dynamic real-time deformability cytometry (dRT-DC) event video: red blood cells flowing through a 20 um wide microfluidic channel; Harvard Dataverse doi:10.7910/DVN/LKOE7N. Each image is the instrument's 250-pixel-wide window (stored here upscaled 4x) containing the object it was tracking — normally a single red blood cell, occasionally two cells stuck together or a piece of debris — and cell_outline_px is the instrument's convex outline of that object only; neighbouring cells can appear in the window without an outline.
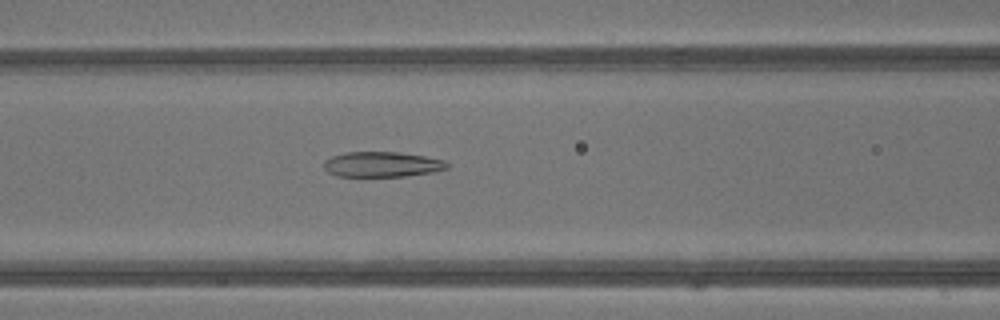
{"species": "common noctule bat (a hibernating species)", "species_latin": "Nyctalus noctula", "temperature_condition": "warm", "stored_images_in_passage": 41, "camera_frame_rate_fps": 3000, "um_per_image_px": 0.085, "animal": {"sex": "male", "body_mass_g": 13.3}, "frame": {"image": 1, "passage_image": 17, "time_ms": 5.333, "image_size_px": [1000, 320], "cell_outline_px": [[448, 168], [432, 172], [408, 176], [336, 176], [328, 172], [324, 168], [324, 160], [332, 156], [344, 152], [400, 152], [424, 156], [444, 160], [448, 164]], "centroid_in_image_um": [32.45, 13.97], "position_along_channel_um": 134.1, "area_um2": 18.15}}
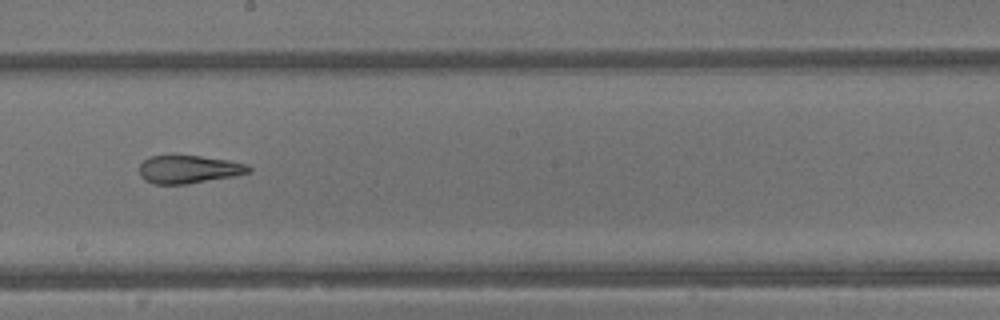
{"frame": {"image": 2, "passage_image": 23, "time_ms": 7.333, "image_size_px": [1000, 320], "cell_outline_px": [[252, 172], [232, 176], [188, 184], [152, 184], [144, 180], [140, 176], [140, 164], [144, 160], [152, 156], [200, 156], [228, 160], [248, 164], [252, 168]], "centroid_in_image_um": [16.06, 14.4], "position_along_channel_um": 232.1, "area_um2": 17.8}}
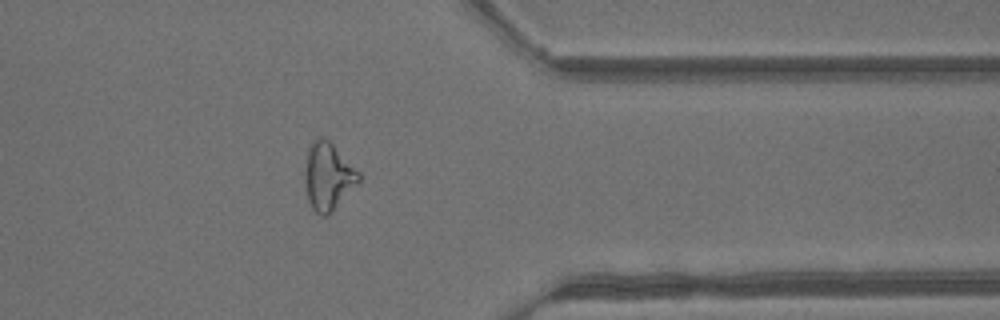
{"frame": {"image": 3, "passage_image": 33, "time_ms": 10.667, "image_size_px": [1000, 320], "cell_outline_px": [[360, 180], [332, 212], [328, 216], [320, 216], [312, 208], [308, 200], [304, 180], [304, 168], [308, 148], [312, 140], [320, 136], [328, 140], [360, 172]], "centroid_in_image_um": [27.86, 15.0], "position_along_channel_um": 383.5, "area_um2": 21.21}, "authors_computed_cell_mechanics": {"area_um2": 21.5594, "velocity_mm_per_s": 4.9109, "shape_relaxation_time_tau1_ms": null, "shape_relaxation_time_tau2_ms": 1.4271, "deformation_change_tau1": null, "deformation_change_tau2": 0.1106}}